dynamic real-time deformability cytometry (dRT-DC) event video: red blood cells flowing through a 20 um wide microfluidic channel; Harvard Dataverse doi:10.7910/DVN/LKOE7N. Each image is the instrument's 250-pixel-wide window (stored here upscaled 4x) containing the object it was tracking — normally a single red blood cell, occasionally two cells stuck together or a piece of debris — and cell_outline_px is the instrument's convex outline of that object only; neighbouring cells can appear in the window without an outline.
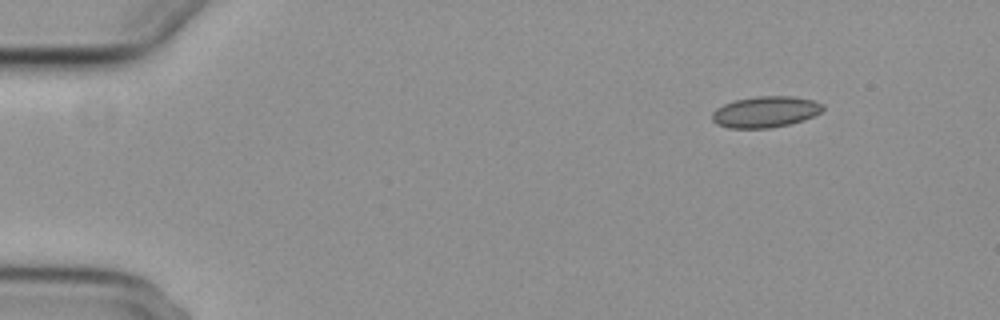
{"species": "common noctule bat (a hibernating species)", "species_latin": "Nyctalus noctula", "temperature_condition": "cold", "stored_images_in_passage": 50, "camera_frame_rate_fps": 3000, "um_per_image_px": 0.085, "animal": {"sex": "female", "body_mass_g": 29.2, "forearm_length_mm": 56.3}, "frame": {"image": 1, "passage_image": 1, "time_ms": 0.0, "image_size_px": [1000, 320], "cell_outline_px": [[824, 108], [820, 112], [804, 120], [772, 128], [728, 128], [716, 124], [712, 120], [712, 112], [716, 108], [724, 104], [736, 100], [756, 96], [792, 96], [812, 100], [824, 104]], "centroid_in_image_um": [65.04, 9.51], "position_along_channel_um": 20.0, "area_um2": 20.11}}
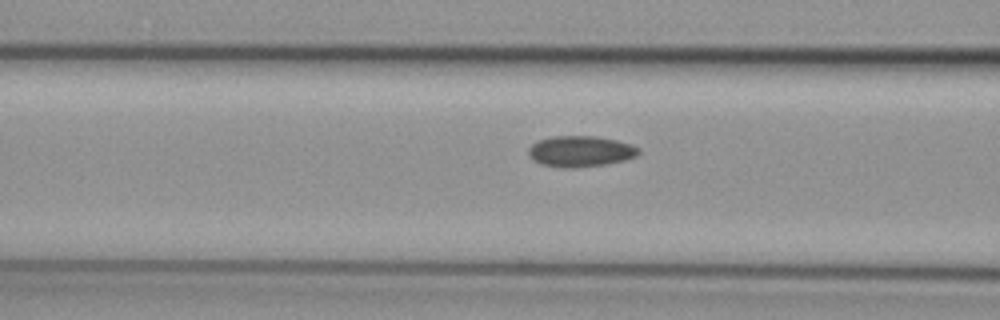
{"frame": {"image": 2, "passage_image": 17, "time_ms": 5.333, "image_size_px": [1000, 320], "cell_outline_px": [[640, 152], [636, 156], [624, 160], [604, 164], [576, 168], [564, 168], [540, 164], [532, 160], [528, 156], [528, 148], [536, 140], [552, 136], [596, 136], [616, 140], [632, 144], [640, 148]], "centroid_in_image_um": [49.3, 12.86], "position_along_channel_um": 117.3, "area_um2": 20.11}}
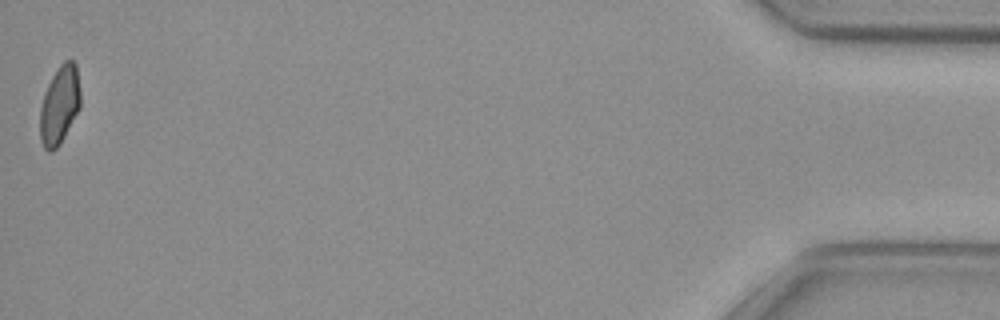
{"frame": {"image": 3, "passage_image": 50, "time_ms": 16.333, "image_size_px": [1000, 320], "cell_outline_px": [[80, 108], [60, 144], [52, 152], [48, 152], [44, 148], [40, 140], [40, 108], [48, 84], [52, 76], [60, 64], [64, 60], [72, 60], [76, 64], [80, 92]], "centroid_in_image_um": [5.06, 8.95], "position_along_channel_um": 430.1, "area_um2": 18.44}, "authors_computed_cell_mechanics": {"area_um2": 19.5075, "velocity_mm_per_s": 3.7153, "shape_relaxation_time_tau1_ms": null, "shape_relaxation_time_tau2_ms": 2.9772, "deformation_change_tau1": null, "deformation_change_tau2": 0.0749}}